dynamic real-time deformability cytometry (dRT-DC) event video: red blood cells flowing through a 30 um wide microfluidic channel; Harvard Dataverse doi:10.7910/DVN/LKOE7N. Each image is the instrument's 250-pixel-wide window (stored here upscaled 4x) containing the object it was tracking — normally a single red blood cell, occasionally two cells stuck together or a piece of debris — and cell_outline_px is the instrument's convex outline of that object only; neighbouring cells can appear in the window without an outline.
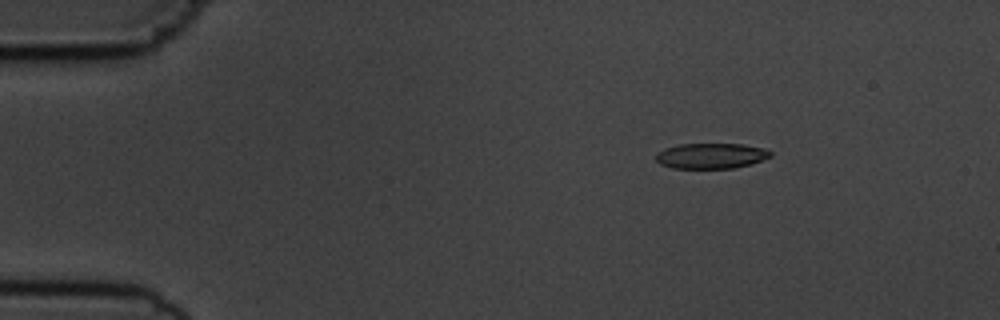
{"species": "common noctule bat (a hibernating species)", "species_latin": "Nyctalus noctula", "temperature_condition": "cold", "stored_images_in_passage": 6, "camera_frame_rate_fps": 3000, "um_per_image_px": 0.085, "animal": {"sex": "male", "body_mass_g": 19.5, "forearm_length_mm": 54.6}, "frame": {"image": 1, "passage_image": 3, "time_ms": 2.333, "image_size_px": [1000, 320], "cell_outline_px": [[772, 156], [752, 164], [732, 168], [672, 168], [660, 164], [656, 160], [656, 152], [664, 148], [680, 144], [744, 144], [768, 148], [772, 152]], "centroid_in_image_um": [60.47, 13.24], "position_along_channel_um": 24.5, "area_um2": 17.22}}
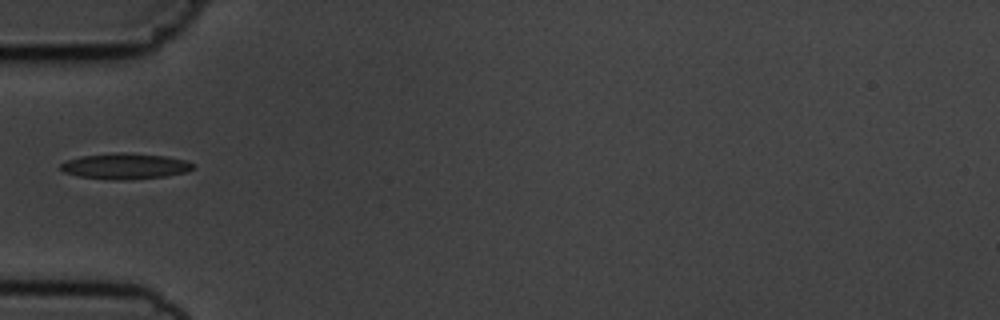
{"frame": {"image": 2, "passage_image": 6, "time_ms": 5.667, "image_size_px": [1000, 320], "cell_outline_px": [[196, 168], [188, 172], [164, 176], [128, 180], [120, 180], [80, 176], [64, 172], [60, 168], [60, 164], [68, 160], [80, 156], [116, 152], [124, 152], [164, 156], [184, 160], [196, 164]], "centroid_in_image_um": [10.68, 14.12], "position_along_channel_um": 74.3, "area_um2": 19.88}}